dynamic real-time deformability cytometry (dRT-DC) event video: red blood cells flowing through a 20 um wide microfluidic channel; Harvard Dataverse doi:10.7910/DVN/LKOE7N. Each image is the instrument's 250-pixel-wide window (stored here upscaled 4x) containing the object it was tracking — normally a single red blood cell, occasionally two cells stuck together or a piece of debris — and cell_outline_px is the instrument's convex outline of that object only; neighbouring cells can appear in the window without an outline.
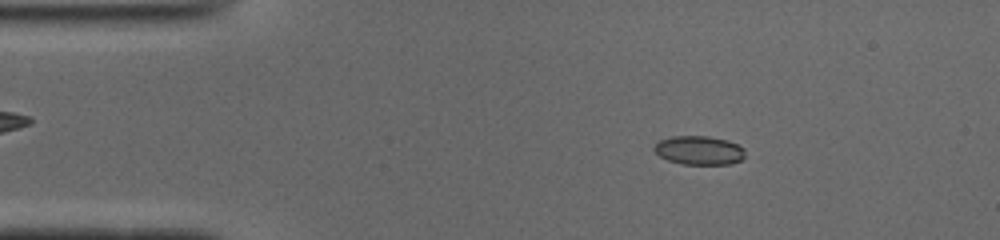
{"species": "common noctule bat (a hibernating species)", "species_latin": "Nyctalus noctula", "temperature_condition": "cold", "stored_images_in_passage": 45, "camera_frame_rate_fps": 3000, "um_per_image_px": 0.085, "animal": {"sex": "male", "body_mass_g": 19.0, "forearm_length_mm": 50.8}, "frame": {"image": 1, "passage_image": 2, "time_ms": 0.333, "image_size_px": [1000, 240], "cell_outline_px": [[744, 156], [740, 160], [728, 164], [684, 164], [668, 160], [660, 156], [652, 148], [660, 140], [672, 136], [708, 136], [728, 140], [744, 148]], "centroid_in_image_um": [59.42, 12.77], "position_along_channel_um": 25.6, "area_um2": 15.14}}
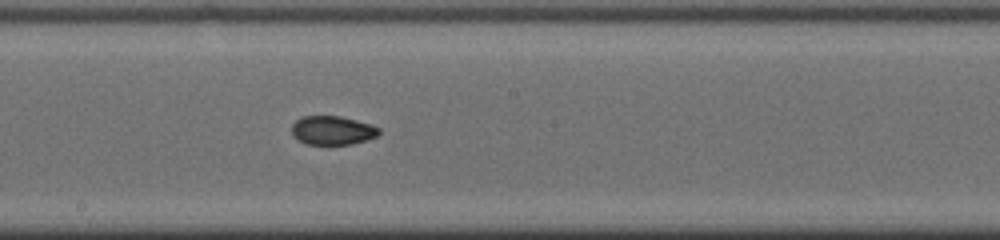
{"frame": {"image": 2, "passage_image": 21, "time_ms": 6.667, "image_size_px": [1000, 240], "cell_outline_px": [[380, 132], [376, 136], [352, 144], [308, 144], [300, 140], [292, 132], [292, 124], [300, 116], [340, 116], [372, 124], [380, 128]], "centroid_in_image_um": [28.27, 11.06], "position_along_channel_um": 219.9, "area_um2": 14.51}}
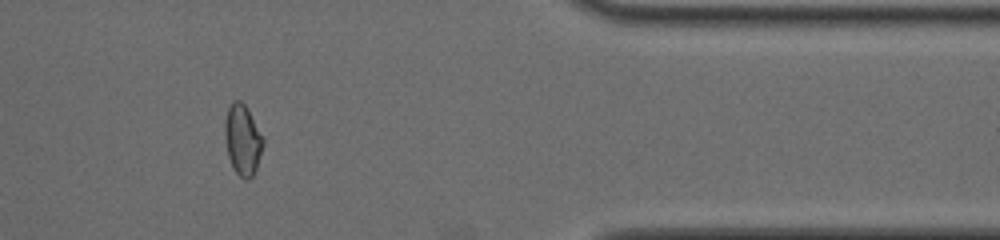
{"frame": {"image": 3, "passage_image": 36, "time_ms": 11.667, "image_size_px": [1000, 240], "cell_outline_px": [[264, 144], [256, 168], [252, 176], [248, 180], [244, 180], [232, 168], [228, 156], [224, 136], [224, 120], [228, 108], [232, 100], [240, 100], [244, 104], [264, 140]], "centroid_in_image_um": [20.59, 11.9], "position_along_channel_um": 390.8, "area_um2": 15.66}, "authors_computed_cell_mechanics": {"area_um2": 15.4326, "velocity_mm_per_s": 3.943, "shape_relaxation_time_tau1_ms": null, "shape_relaxation_time_tau2_ms": 1.7683, "deformation_change_tau1": null, "deformation_change_tau2": 0.0558}}